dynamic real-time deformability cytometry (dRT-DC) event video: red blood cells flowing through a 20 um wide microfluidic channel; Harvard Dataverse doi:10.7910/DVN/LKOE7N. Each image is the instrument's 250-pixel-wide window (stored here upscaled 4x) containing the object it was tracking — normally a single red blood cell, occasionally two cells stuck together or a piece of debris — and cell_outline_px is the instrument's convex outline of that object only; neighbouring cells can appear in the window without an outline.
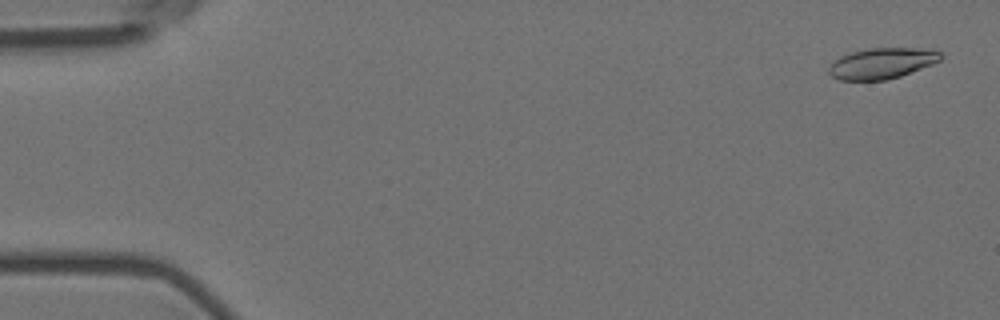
{"species": "Egyptian fruit bat (a non-hibernating species)", "species_latin": "Rousettus aegyptiacus", "temperature_condition": "room temperature", "stored_images_in_passage": 6, "camera_frame_rate_fps": 3000, "um_per_image_px": 0.085, "animal": {"sex": "female"}, "frame": {"image": 1, "passage_image": 1, "time_ms": 0.0, "image_size_px": [1000, 320], "cell_outline_px": [[944, 56], [940, 60], [932, 64], [900, 76], [884, 80], [840, 80], [832, 76], [828, 72], [828, 68], [840, 56], [852, 52], [868, 48], [912, 48], [940, 52]], "centroid_in_image_um": [74.94, 5.38], "position_along_channel_um": 10.1, "area_um2": 19.77}}
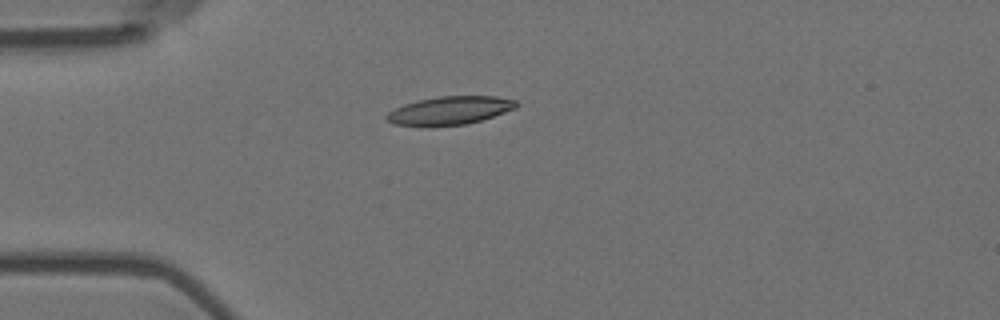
{"frame": {"image": 2, "passage_image": 5, "time_ms": 1.333, "image_size_px": [1000, 320], "cell_outline_px": [[520, 104], [516, 108], [480, 120], [464, 124], [428, 128], [392, 124], [384, 116], [388, 112], [404, 104], [436, 96], [496, 96], [516, 100]], "centroid_in_image_um": [38.19, 9.41], "position_along_channel_um": 46.8, "area_um2": 21.68}}